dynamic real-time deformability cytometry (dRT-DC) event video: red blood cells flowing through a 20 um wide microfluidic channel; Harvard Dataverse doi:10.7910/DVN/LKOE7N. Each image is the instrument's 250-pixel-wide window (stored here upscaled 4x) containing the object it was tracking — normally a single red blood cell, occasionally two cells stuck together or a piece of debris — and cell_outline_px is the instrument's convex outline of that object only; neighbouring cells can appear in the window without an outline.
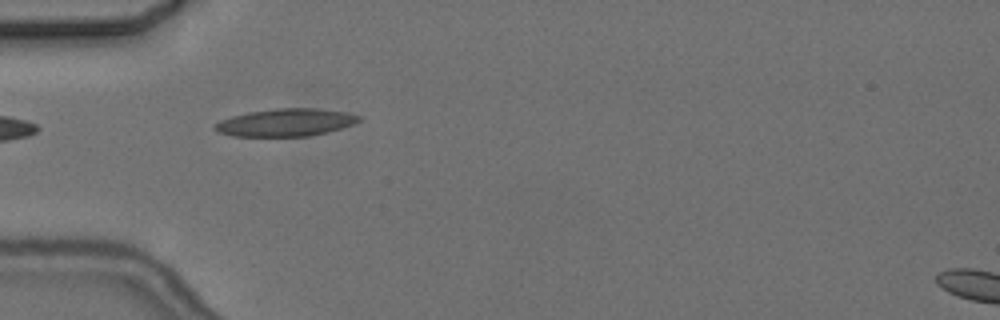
{"species": "common noctule bat (a hibernating species)", "species_latin": "Nyctalus noctula", "temperature_condition": "cold", "stored_images_in_passage": 6, "camera_frame_rate_fps": 3000, "um_per_image_px": 0.085, "animal": {"sex": "female", "body_mass_g": 24.6, "forearm_length_mm": 56.2}, "frame": {"image": 1, "passage_image": 5, "time_ms": 5.0, "image_size_px": [1000, 320], "cell_outline_px": [[360, 120], [352, 124], [328, 132], [308, 136], [232, 136], [220, 132], [212, 128], [212, 124], [220, 120], [232, 116], [248, 112], [276, 108], [316, 108], [344, 112], [360, 116]], "centroid_in_image_um": [24.23, 10.41], "position_along_channel_um": 60.8, "area_um2": 23.06}}
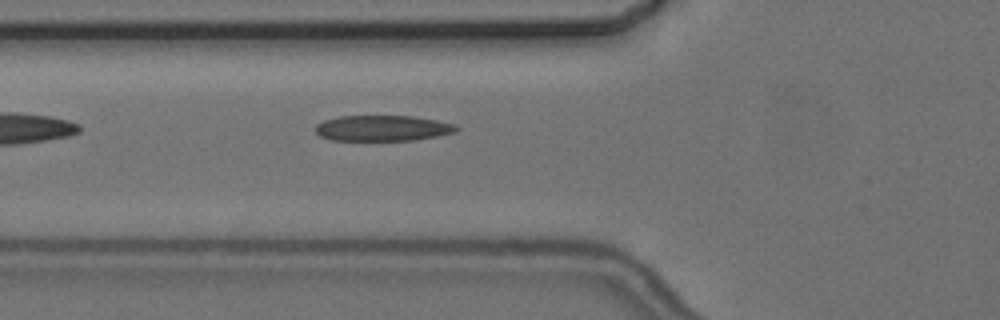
{"frame": {"image": 2, "passage_image": 6, "time_ms": 6.0, "image_size_px": [1000, 320], "cell_outline_px": [[460, 128], [456, 132], [436, 136], [412, 140], [332, 140], [320, 136], [316, 132], [316, 124], [324, 120], [340, 116], [412, 116], [436, 120], [456, 124]], "centroid_in_image_um": [32.53, 10.89], "position_along_channel_um": 93.3, "area_um2": 21.04}}